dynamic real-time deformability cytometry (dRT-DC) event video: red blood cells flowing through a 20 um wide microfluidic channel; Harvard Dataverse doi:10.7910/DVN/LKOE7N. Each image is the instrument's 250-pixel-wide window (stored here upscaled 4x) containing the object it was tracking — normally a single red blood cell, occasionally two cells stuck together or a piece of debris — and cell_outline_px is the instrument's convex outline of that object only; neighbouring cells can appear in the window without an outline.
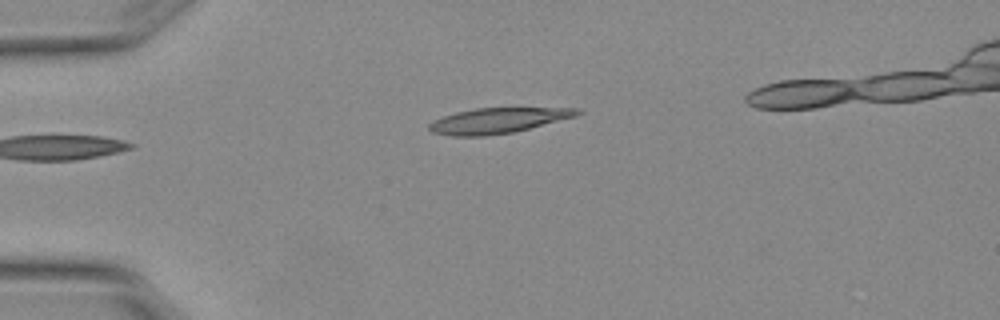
{"species": "Egyptian fruit bat (a non-hibernating species)", "species_latin": "Rousettus aegyptiacus", "temperature_condition": "warm", "stored_images_in_passage": 4, "camera_frame_rate_fps": 3000, "um_per_image_px": 0.085, "animal": {"sex": "female"}, "frame": {"image": 1, "passage_image": 4, "time_ms": 1.0, "image_size_px": [1000, 320], "cell_outline_px": [[584, 112], [576, 116], [512, 132], [484, 136], [448, 136], [432, 132], [428, 128], [428, 124], [432, 120], [456, 112], [476, 108], [512, 104], [580, 108]], "centroid_in_image_um": [42.42, 10.17], "position_along_channel_um": 42.6, "area_um2": 23.29}}